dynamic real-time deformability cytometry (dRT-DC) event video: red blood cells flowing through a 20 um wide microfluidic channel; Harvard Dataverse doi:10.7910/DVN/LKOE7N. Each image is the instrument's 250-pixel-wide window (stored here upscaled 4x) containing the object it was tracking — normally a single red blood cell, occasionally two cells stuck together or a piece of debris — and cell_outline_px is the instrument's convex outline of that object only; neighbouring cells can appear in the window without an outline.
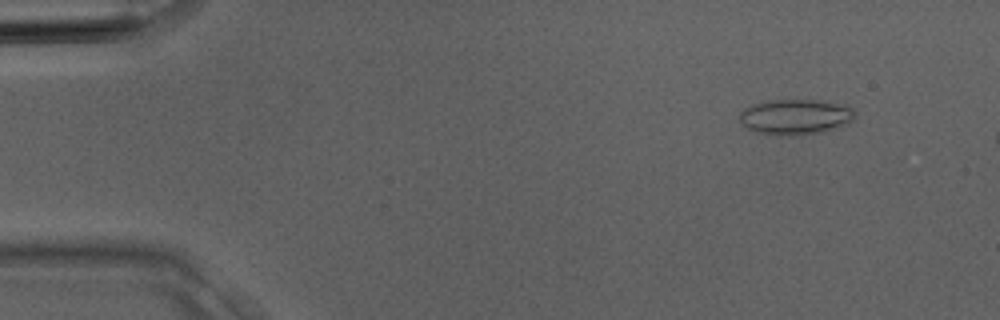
{"species": "Egyptian fruit bat (a non-hibernating species)", "species_latin": "Rousettus aegyptiacus", "temperature_condition": "room temperature", "stored_images_in_passage": 3, "camera_frame_rate_fps": 3000, "um_per_image_px": 0.085, "animal": {"sex": "male"}, "frame": {"image": 1, "passage_image": 1, "time_ms": 0.0, "image_size_px": [1000, 320], "cell_outline_px": [[856, 116], [848, 124], [824, 132], [780, 136], [768, 136], [756, 132], [748, 128], [740, 120], [740, 112], [744, 108], [768, 100], [824, 100], [848, 104], [856, 112]], "centroid_in_image_um": [67.67, 9.93], "position_along_channel_um": 17.3, "area_um2": 24.22}}